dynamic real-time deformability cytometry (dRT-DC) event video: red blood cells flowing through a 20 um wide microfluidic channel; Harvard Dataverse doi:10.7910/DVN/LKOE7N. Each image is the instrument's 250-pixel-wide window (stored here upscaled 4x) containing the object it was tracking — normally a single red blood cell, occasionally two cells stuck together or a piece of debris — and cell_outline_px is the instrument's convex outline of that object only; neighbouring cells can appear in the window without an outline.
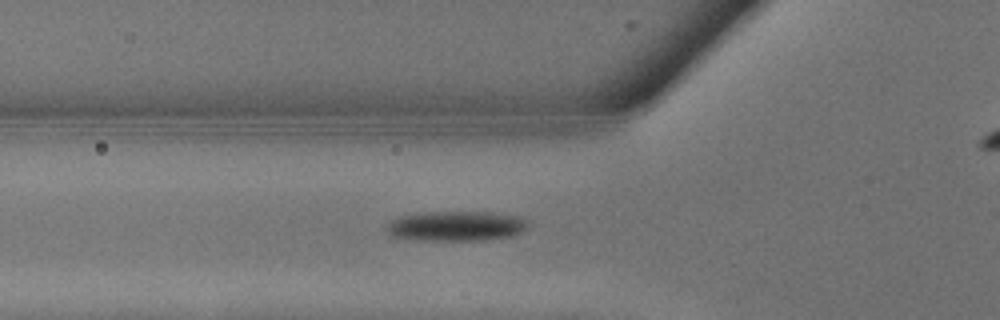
{"species": "common noctule bat (a hibernating species)", "species_latin": "Nyctalus noctula", "temperature_condition": "warm", "stored_images_in_passage": 7, "camera_frame_rate_fps": 3000, "um_per_image_px": 0.085, "animal": {"sex": "male", "body_mass_g": 13.3}, "frame": {"image": 1, "passage_image": 5, "time_ms": 1.333, "image_size_px": [1000, 320], "cell_outline_px": [[528, 220], [524, 228], [520, 232], [512, 236], [488, 240], [416, 240], [392, 236], [388, 232], [388, 224], [392, 220], [400, 216], [428, 212], [496, 212], [520, 216]], "centroid_in_image_um": [38.81, 19.21], "position_along_channel_um": 87.0, "area_um2": 24.62}}
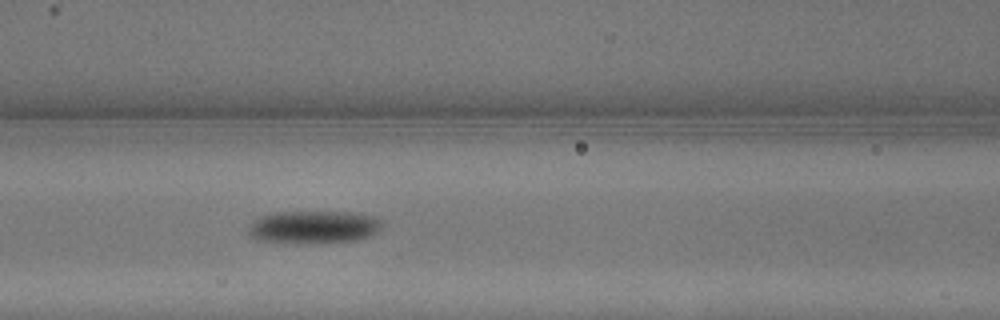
{"frame": {"image": 2, "passage_image": 7, "time_ms": 2.0, "image_size_px": [1000, 320], "cell_outline_px": [[380, 228], [372, 236], [364, 240], [320, 244], [304, 244], [256, 240], [252, 236], [252, 224], [256, 220], [264, 216], [284, 212], [348, 212], [372, 216], [380, 220]], "centroid_in_image_um": [26.77, 19.34], "position_along_channel_um": 139.8, "area_um2": 25.43}}